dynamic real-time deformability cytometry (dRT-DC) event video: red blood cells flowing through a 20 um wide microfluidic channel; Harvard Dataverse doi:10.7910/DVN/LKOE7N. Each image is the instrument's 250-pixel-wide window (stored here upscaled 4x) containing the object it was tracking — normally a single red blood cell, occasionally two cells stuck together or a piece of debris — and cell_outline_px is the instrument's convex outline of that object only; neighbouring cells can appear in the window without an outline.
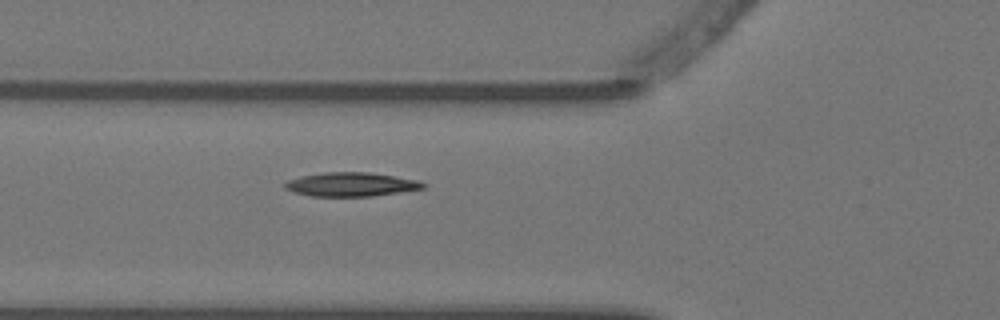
{"species": "Egyptian fruit bat (a non-hibernating species)", "species_latin": "Rousettus aegyptiacus", "temperature_condition": "warm", "stored_images_in_passage": 4, "camera_frame_rate_fps": 3000, "um_per_image_px": 0.085, "animal": {"sex": "female"}, "frame": {"image": 1, "passage_image": 4, "time_ms": 1.0, "image_size_px": [1000, 320], "cell_outline_px": [[424, 188], [400, 192], [372, 196], [312, 196], [292, 192], [284, 188], [284, 184], [288, 180], [300, 176], [324, 172], [368, 172], [420, 180], [424, 184]], "centroid_in_image_um": [29.81, 15.67], "position_along_channel_um": 96.0, "area_um2": 19.25}}